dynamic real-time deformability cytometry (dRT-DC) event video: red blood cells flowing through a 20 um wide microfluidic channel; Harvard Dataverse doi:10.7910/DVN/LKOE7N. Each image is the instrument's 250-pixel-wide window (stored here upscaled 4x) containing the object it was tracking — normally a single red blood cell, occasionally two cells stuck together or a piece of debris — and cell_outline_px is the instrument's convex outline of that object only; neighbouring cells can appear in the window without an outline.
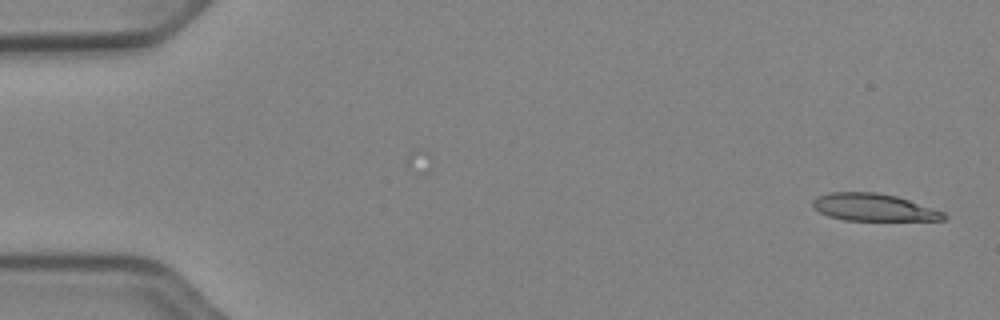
{"species": "Egyptian fruit bat (a non-hibernating species)", "species_latin": "Rousettus aegyptiacus", "temperature_condition": "cold", "stored_images_in_passage": 51, "camera_frame_rate_fps": 3000, "um_per_image_px": 0.085, "animal": {"sex": "female"}, "frame": {"image": 1, "passage_image": 1, "time_ms": 0.0, "image_size_px": [1000, 320], "cell_outline_px": [[948, 216], [944, 220], [844, 220], [828, 216], [820, 212], [812, 204], [812, 200], [816, 196], [828, 192], [876, 192], [896, 196], [944, 212]], "centroid_in_image_um": [74.23, 17.62], "position_along_channel_um": 10.8, "area_um2": 20.75}}
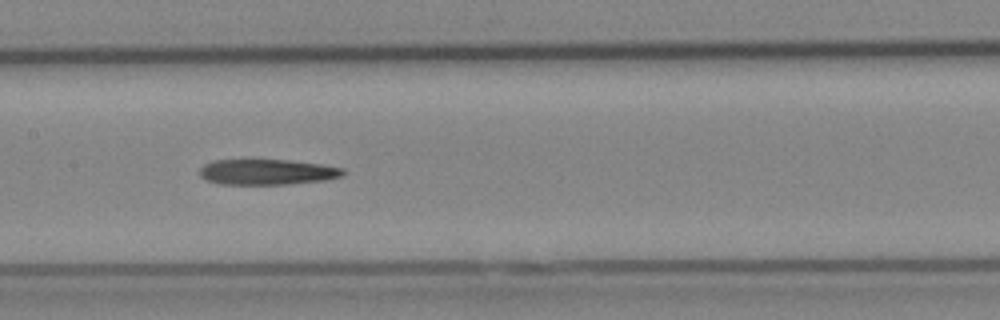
{"frame": {"image": 2, "passage_image": 25, "time_ms": 8.0, "image_size_px": [1000, 320], "cell_outline_px": [[344, 176], [324, 180], [288, 184], [220, 184], [204, 180], [200, 176], [200, 168], [204, 164], [216, 160], [288, 160], [320, 164], [344, 168]], "centroid_in_image_um": [22.69, 14.62], "position_along_channel_um": 184.7, "area_um2": 21.33}}
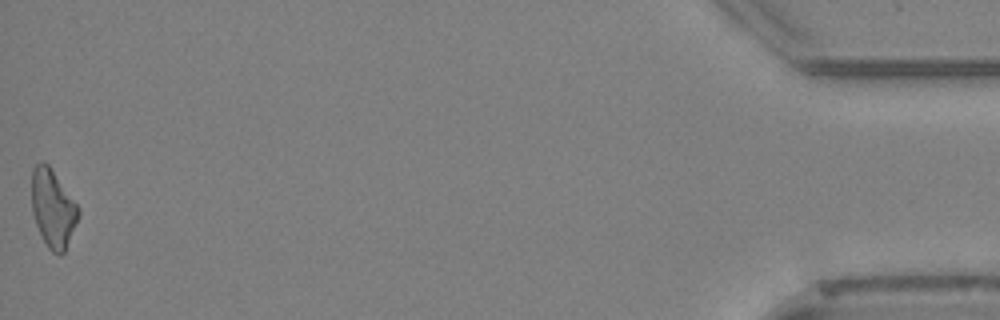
{"frame": {"image": 3, "passage_image": 51, "time_ms": 16.667, "image_size_px": [1000, 320], "cell_outline_px": [[80, 216], [64, 252], [60, 256], [52, 252], [48, 248], [36, 224], [32, 212], [32, 168], [40, 160], [44, 160], [48, 164], [80, 208]], "centroid_in_image_um": [4.5, 17.7], "position_along_channel_um": 430.7, "area_um2": 21.27}}